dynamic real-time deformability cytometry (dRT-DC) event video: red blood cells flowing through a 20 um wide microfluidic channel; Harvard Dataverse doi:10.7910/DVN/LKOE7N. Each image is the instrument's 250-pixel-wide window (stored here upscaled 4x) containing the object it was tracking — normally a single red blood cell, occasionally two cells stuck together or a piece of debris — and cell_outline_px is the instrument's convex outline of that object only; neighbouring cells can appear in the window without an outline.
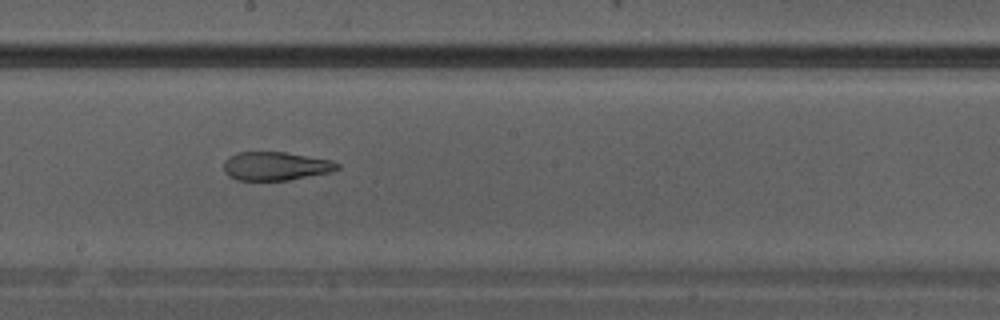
{"species": "Egyptian fruit bat (a non-hibernating species)", "species_latin": "Rousettus aegyptiacus", "temperature_condition": "warm", "stored_images_in_passage": 23, "camera_frame_rate_fps": 3000, "um_per_image_px": 0.085, "animal": {"sex": "male"}, "frame": {"image": 1, "passage_image": 10, "time_ms": 3.0, "image_size_px": [1000, 320], "cell_outline_px": [[340, 168], [332, 172], [288, 180], [236, 180], [228, 176], [224, 172], [224, 160], [228, 156], [236, 152], [284, 152], [332, 160], [340, 164]], "centroid_in_image_um": [23.42, 14.12], "position_along_channel_um": 224.8, "area_um2": 19.07}}